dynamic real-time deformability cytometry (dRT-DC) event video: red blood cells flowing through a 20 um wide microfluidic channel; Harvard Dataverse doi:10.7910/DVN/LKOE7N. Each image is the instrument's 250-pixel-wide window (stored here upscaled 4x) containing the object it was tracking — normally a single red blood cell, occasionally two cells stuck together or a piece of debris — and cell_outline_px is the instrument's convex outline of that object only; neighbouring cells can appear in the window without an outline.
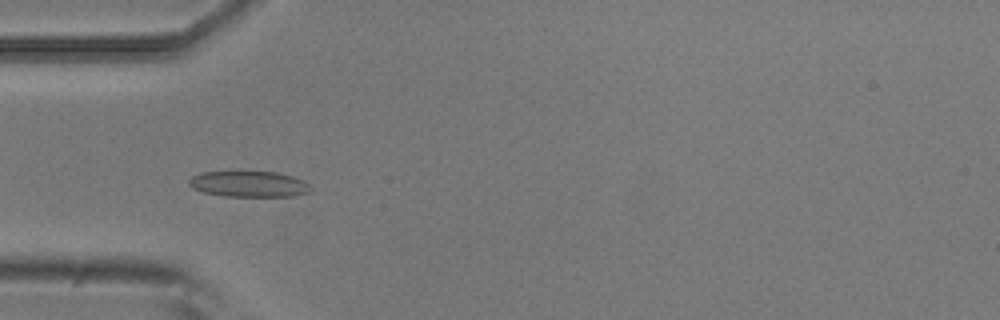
{"species": "common noctule bat (a hibernating species)", "species_latin": "Nyctalus noctula", "temperature_condition": "room temperature", "stored_images_in_passage": 10, "camera_frame_rate_fps": 3000, "um_per_image_px": 0.085, "animal": {"sex": "male", "body_mass_g": 20.5, "forearm_length_mm": 52.5}, "frame": {"image": 1, "passage_image": 4, "time_ms": 1.0, "image_size_px": [1000, 320], "cell_outline_px": [[312, 188], [308, 192], [292, 196], [224, 196], [204, 192], [192, 188], [188, 184], [188, 180], [192, 176], [200, 172], [276, 172], [292, 176], [304, 180]], "centroid_in_image_um": [21.14, 15.64], "position_along_channel_um": 63.9, "area_um2": 18.26}}
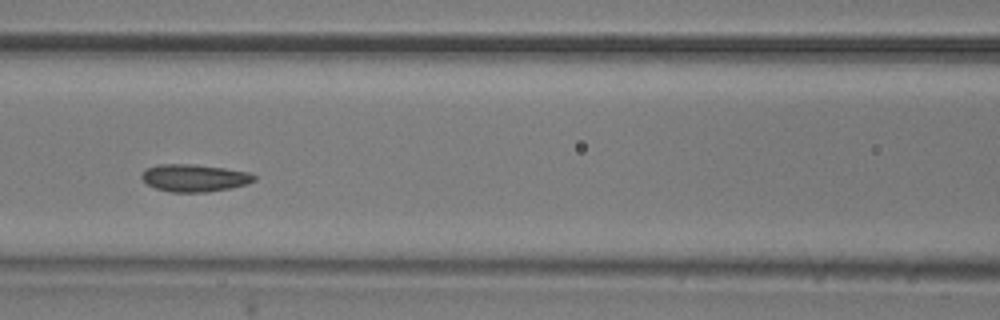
{"frame": {"image": 2, "passage_image": 6, "time_ms": 1.667, "image_size_px": [1000, 320], "cell_outline_px": [[256, 180], [248, 184], [208, 192], [172, 192], [156, 188], [148, 184], [140, 176], [144, 168], [156, 164], [196, 164], [224, 168], [248, 172], [256, 176]], "centroid_in_image_um": [16.51, 15.11], "position_along_channel_um": 150.1, "area_um2": 18.03}}
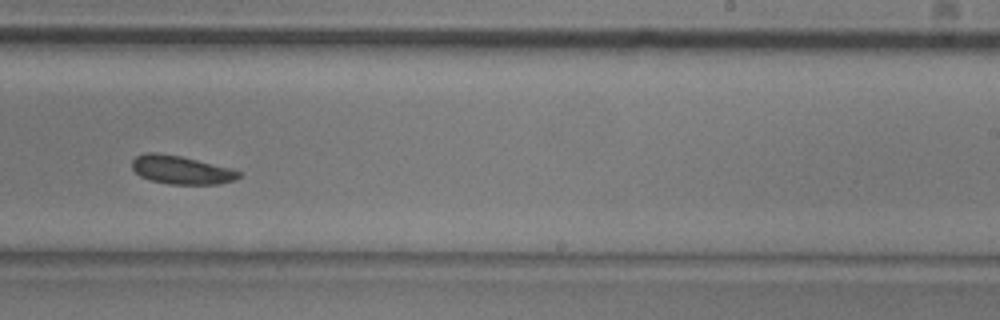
{"frame": {"image": 3, "passage_image": 9, "time_ms": 2.667, "image_size_px": [1000, 320], "cell_outline_px": [[240, 176], [236, 180], [220, 184], [172, 184], [152, 180], [140, 176], [132, 168], [132, 160], [136, 156], [148, 152], [156, 152], [180, 156], [232, 168], [240, 172]], "centroid_in_image_um": [15.42, 14.44], "position_along_channel_um": 273.6, "area_um2": 17.57}}